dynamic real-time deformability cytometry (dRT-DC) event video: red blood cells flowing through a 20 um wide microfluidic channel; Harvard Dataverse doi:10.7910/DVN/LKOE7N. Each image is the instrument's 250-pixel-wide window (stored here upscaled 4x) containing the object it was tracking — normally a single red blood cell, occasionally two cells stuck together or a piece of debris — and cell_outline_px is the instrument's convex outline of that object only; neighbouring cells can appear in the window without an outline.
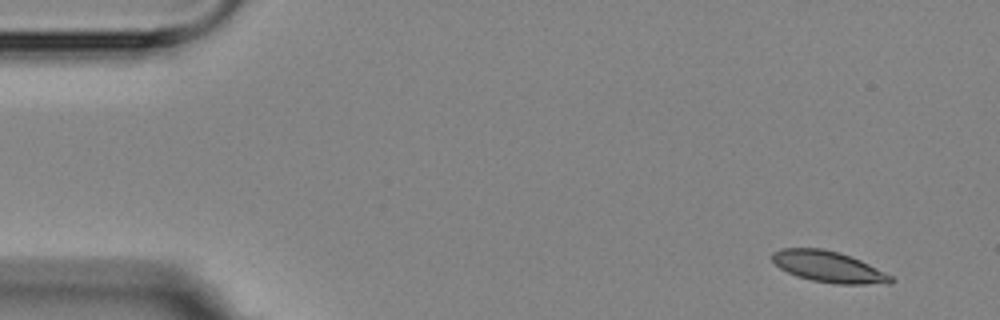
{"species": "Egyptian fruit bat (a non-hibernating species)", "species_latin": "Rousettus aegyptiacus", "temperature_condition": "room temperature", "stored_images_in_passage": 4, "camera_frame_rate_fps": 3000, "um_per_image_px": 0.085, "animal": {"sex": "female"}, "frame": {"image": 1, "passage_image": 1, "time_ms": 0.0, "image_size_px": [1000, 320], "cell_outline_px": [[896, 280], [892, 284], [836, 284], [812, 280], [796, 276], [780, 268], [772, 260], [772, 252], [780, 248], [820, 248], [840, 252], [860, 260], [892, 276]], "centroid_in_image_um": [70.44, 22.68], "position_along_channel_um": 14.6, "area_um2": 21.56}}